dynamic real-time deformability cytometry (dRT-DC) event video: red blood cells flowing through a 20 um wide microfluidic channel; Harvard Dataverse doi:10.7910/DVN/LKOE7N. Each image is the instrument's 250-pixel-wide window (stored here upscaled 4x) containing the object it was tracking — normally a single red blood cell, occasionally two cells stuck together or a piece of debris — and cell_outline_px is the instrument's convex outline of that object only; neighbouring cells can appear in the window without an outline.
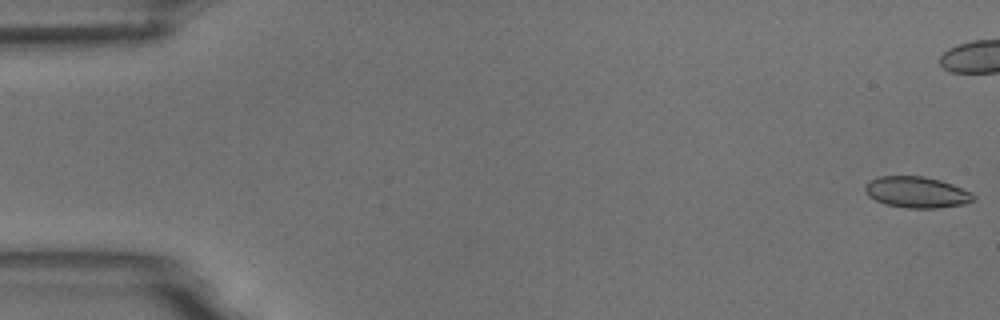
{"species": "common noctule bat (a hibernating species)", "species_latin": "Nyctalus noctula", "temperature_condition": "room temperature", "stored_images_in_passage": 7, "camera_frame_rate_fps": 3000, "um_per_image_px": 0.085, "animal": {"sex": "male", "body_mass_g": 18.8}, "frame": {"image": 1, "passage_image": 1, "time_ms": 0.0, "image_size_px": [1000, 320], "cell_outline_px": [[976, 200], [964, 204], [936, 208], [908, 208], [884, 204], [868, 196], [864, 188], [864, 184], [868, 180], [880, 176], [924, 176], [940, 180], [952, 184], [972, 192], [976, 196]], "centroid_in_image_um": [77.92, 16.33], "position_along_channel_um": 7.1, "area_um2": 19.88}}